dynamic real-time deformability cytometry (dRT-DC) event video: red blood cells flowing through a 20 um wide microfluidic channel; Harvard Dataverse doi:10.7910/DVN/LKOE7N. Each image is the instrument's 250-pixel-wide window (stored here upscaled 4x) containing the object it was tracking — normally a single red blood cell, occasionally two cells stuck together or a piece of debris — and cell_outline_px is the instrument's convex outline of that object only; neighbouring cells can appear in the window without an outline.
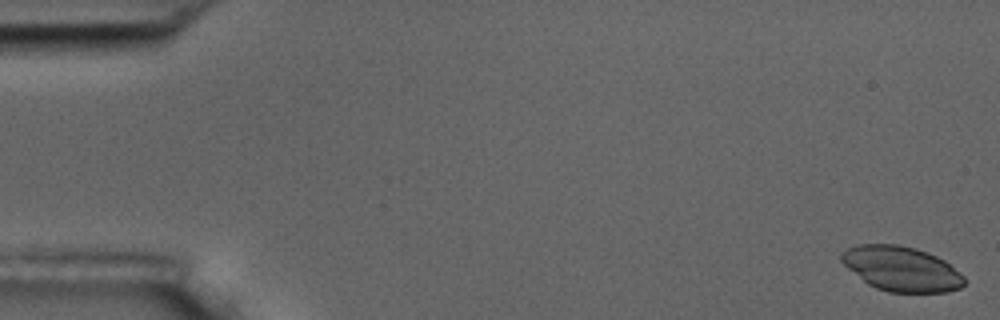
{"species": "common noctule bat (a hibernating species)", "species_latin": "Nyctalus noctula", "temperature_condition": "room temperature", "stored_images_in_passage": 56, "camera_frame_rate_fps": 3000, "um_per_image_px": 0.085, "animal": {"sex": "male", "body_mass_g": 17.5, "forearm_length_mm": 52.3}, "frame": {"image": 1, "passage_image": 1, "time_ms": 0.0, "image_size_px": [1000, 320], "cell_outline_px": [[964, 284], [960, 288], [948, 292], [888, 292], [876, 288], [868, 284], [848, 268], [840, 260], [840, 252], [856, 244], [896, 244], [916, 248], [936, 256], [944, 260], [960, 272], [964, 276]], "centroid_in_image_um": [76.61, 22.84], "position_along_channel_um": 8.4, "area_um2": 32.08}}